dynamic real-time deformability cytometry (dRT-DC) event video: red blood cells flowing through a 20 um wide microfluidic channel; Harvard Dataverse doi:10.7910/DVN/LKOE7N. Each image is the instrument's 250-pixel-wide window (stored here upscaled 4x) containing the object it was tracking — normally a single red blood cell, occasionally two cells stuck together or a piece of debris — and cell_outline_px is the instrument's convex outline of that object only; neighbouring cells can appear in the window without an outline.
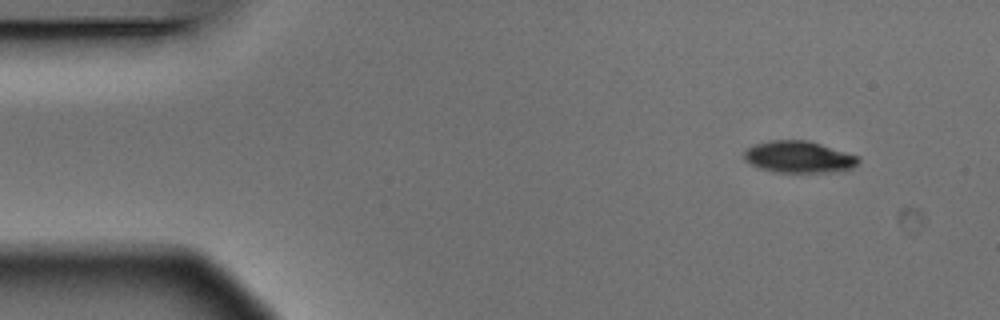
{"species": "Egyptian fruit bat (a non-hibernating species)", "species_latin": "Rousettus aegyptiacus", "temperature_condition": "warm", "stored_images_in_passage": 5, "camera_frame_rate_fps": 3000, "um_per_image_px": 0.085, "animal": {"sex": "male"}, "frame": {"image": 1, "passage_image": 1, "time_ms": 0.0, "image_size_px": [1000, 320], "cell_outline_px": [[860, 160], [852, 168], [832, 172], [772, 172], [760, 168], [744, 160], [744, 152], [752, 144], [772, 140], [808, 140], [860, 156]], "centroid_in_image_um": [67.9, 13.34], "position_along_channel_um": 17.1, "area_um2": 21.21}}
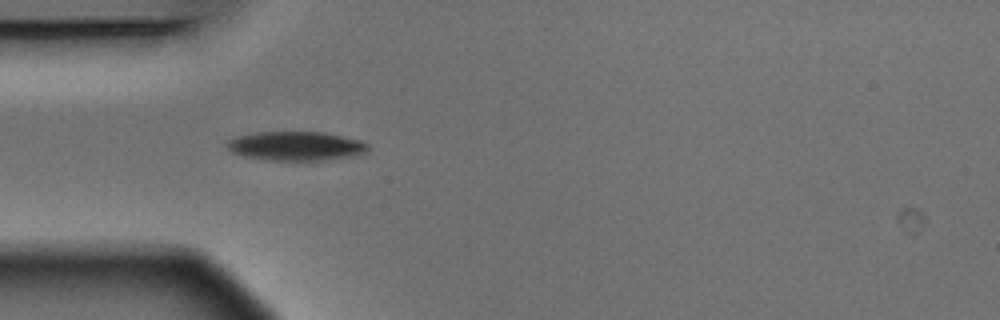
{"frame": {"image": 2, "passage_image": 4, "time_ms": 1.0, "image_size_px": [1000, 320], "cell_outline_px": [[368, 152], [356, 156], [324, 160], [268, 160], [244, 156], [232, 152], [224, 144], [228, 140], [236, 136], [256, 132], [324, 132], [360, 140], [368, 144]], "centroid_in_image_um": [25.16, 12.41], "position_along_channel_um": 59.8, "area_um2": 24.04}}
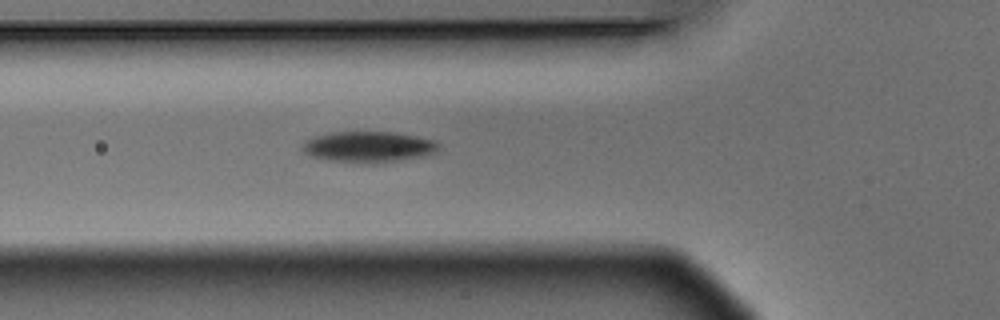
{"frame": {"image": 3, "passage_image": 5, "time_ms": 1.333, "image_size_px": [1000, 320], "cell_outline_px": [[440, 148], [436, 152], [428, 156], [376, 164], [364, 164], [328, 160], [312, 156], [304, 152], [300, 148], [308, 140], [316, 136], [332, 132], [392, 132], [436, 140], [440, 144]], "centroid_in_image_um": [31.39, 12.51], "position_along_channel_um": 94.4, "area_um2": 24.85}}